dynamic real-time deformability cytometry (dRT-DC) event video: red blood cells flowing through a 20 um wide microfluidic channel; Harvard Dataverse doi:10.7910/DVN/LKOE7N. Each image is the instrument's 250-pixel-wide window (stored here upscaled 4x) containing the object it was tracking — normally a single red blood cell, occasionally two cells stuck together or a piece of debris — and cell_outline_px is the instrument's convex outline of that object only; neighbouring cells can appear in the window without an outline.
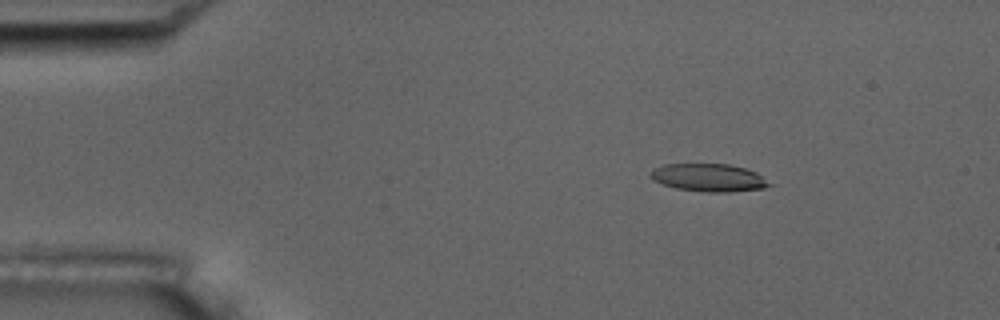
{"species": "common noctule bat (a hibernating species)", "species_latin": "Nyctalus noctula", "temperature_condition": "room temperature", "stored_images_in_passage": 5, "camera_frame_rate_fps": 3000, "um_per_image_px": 0.085, "animal": {"sex": "male", "body_mass_g": 17.5, "forearm_length_mm": 52.3}, "frame": {"image": 1, "passage_image": 2, "time_ms": 2.0, "image_size_px": [1000, 320], "cell_outline_px": [[776, 184], [764, 188], [728, 192], [704, 192], [676, 188], [652, 180], [648, 176], [652, 168], [664, 164], [728, 164], [744, 168], [756, 172]], "centroid_in_image_um": [60.26, 15.1], "position_along_channel_um": 24.7, "area_um2": 19.48}}